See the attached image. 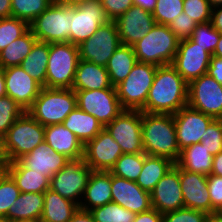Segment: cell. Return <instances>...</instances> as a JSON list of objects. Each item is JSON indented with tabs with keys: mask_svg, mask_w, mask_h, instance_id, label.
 Returning <instances> with one entry per match:
<instances>
[{
	"mask_svg": "<svg viewBox=\"0 0 222 222\" xmlns=\"http://www.w3.org/2000/svg\"><path fill=\"white\" fill-rule=\"evenodd\" d=\"M188 104V83L172 65L157 67L142 112L175 114Z\"/></svg>",
	"mask_w": 222,
	"mask_h": 222,
	"instance_id": "cell-1",
	"label": "cell"
},
{
	"mask_svg": "<svg viewBox=\"0 0 222 222\" xmlns=\"http://www.w3.org/2000/svg\"><path fill=\"white\" fill-rule=\"evenodd\" d=\"M142 139L147 155L166 157L175 163L178 161L181 151L172 114L142 112Z\"/></svg>",
	"mask_w": 222,
	"mask_h": 222,
	"instance_id": "cell-2",
	"label": "cell"
},
{
	"mask_svg": "<svg viewBox=\"0 0 222 222\" xmlns=\"http://www.w3.org/2000/svg\"><path fill=\"white\" fill-rule=\"evenodd\" d=\"M76 107V93L72 88L42 87L27 112L45 127L63 123Z\"/></svg>",
	"mask_w": 222,
	"mask_h": 222,
	"instance_id": "cell-3",
	"label": "cell"
},
{
	"mask_svg": "<svg viewBox=\"0 0 222 222\" xmlns=\"http://www.w3.org/2000/svg\"><path fill=\"white\" fill-rule=\"evenodd\" d=\"M179 42L168 25L155 24L144 38L133 45V49L138 62L159 67L173 63Z\"/></svg>",
	"mask_w": 222,
	"mask_h": 222,
	"instance_id": "cell-4",
	"label": "cell"
},
{
	"mask_svg": "<svg viewBox=\"0 0 222 222\" xmlns=\"http://www.w3.org/2000/svg\"><path fill=\"white\" fill-rule=\"evenodd\" d=\"M45 127L25 111L4 135L9 162L19 160L44 141Z\"/></svg>",
	"mask_w": 222,
	"mask_h": 222,
	"instance_id": "cell-5",
	"label": "cell"
},
{
	"mask_svg": "<svg viewBox=\"0 0 222 222\" xmlns=\"http://www.w3.org/2000/svg\"><path fill=\"white\" fill-rule=\"evenodd\" d=\"M79 61L77 45L70 42L50 43L45 87L72 88Z\"/></svg>",
	"mask_w": 222,
	"mask_h": 222,
	"instance_id": "cell-6",
	"label": "cell"
},
{
	"mask_svg": "<svg viewBox=\"0 0 222 222\" xmlns=\"http://www.w3.org/2000/svg\"><path fill=\"white\" fill-rule=\"evenodd\" d=\"M157 67L137 62L129 75L115 87L123 109L141 110L145 106Z\"/></svg>",
	"mask_w": 222,
	"mask_h": 222,
	"instance_id": "cell-7",
	"label": "cell"
},
{
	"mask_svg": "<svg viewBox=\"0 0 222 222\" xmlns=\"http://www.w3.org/2000/svg\"><path fill=\"white\" fill-rule=\"evenodd\" d=\"M72 8L56 0L29 25L37 41L46 43L69 42Z\"/></svg>",
	"mask_w": 222,
	"mask_h": 222,
	"instance_id": "cell-8",
	"label": "cell"
},
{
	"mask_svg": "<svg viewBox=\"0 0 222 222\" xmlns=\"http://www.w3.org/2000/svg\"><path fill=\"white\" fill-rule=\"evenodd\" d=\"M92 171L84 157L69 159L66 165L51 177L49 189L79 206Z\"/></svg>",
	"mask_w": 222,
	"mask_h": 222,
	"instance_id": "cell-9",
	"label": "cell"
},
{
	"mask_svg": "<svg viewBox=\"0 0 222 222\" xmlns=\"http://www.w3.org/2000/svg\"><path fill=\"white\" fill-rule=\"evenodd\" d=\"M104 128L119 144L123 153H144L141 110L124 109Z\"/></svg>",
	"mask_w": 222,
	"mask_h": 222,
	"instance_id": "cell-10",
	"label": "cell"
},
{
	"mask_svg": "<svg viewBox=\"0 0 222 222\" xmlns=\"http://www.w3.org/2000/svg\"><path fill=\"white\" fill-rule=\"evenodd\" d=\"M74 91L77 107L96 117L104 127L124 110L120 105L116 88Z\"/></svg>",
	"mask_w": 222,
	"mask_h": 222,
	"instance_id": "cell-11",
	"label": "cell"
},
{
	"mask_svg": "<svg viewBox=\"0 0 222 222\" xmlns=\"http://www.w3.org/2000/svg\"><path fill=\"white\" fill-rule=\"evenodd\" d=\"M121 45L115 21H108L89 39L78 45L80 60L106 66L108 60Z\"/></svg>",
	"mask_w": 222,
	"mask_h": 222,
	"instance_id": "cell-12",
	"label": "cell"
},
{
	"mask_svg": "<svg viewBox=\"0 0 222 222\" xmlns=\"http://www.w3.org/2000/svg\"><path fill=\"white\" fill-rule=\"evenodd\" d=\"M189 107L215 119H222V85L208 73L188 84Z\"/></svg>",
	"mask_w": 222,
	"mask_h": 222,
	"instance_id": "cell-13",
	"label": "cell"
},
{
	"mask_svg": "<svg viewBox=\"0 0 222 222\" xmlns=\"http://www.w3.org/2000/svg\"><path fill=\"white\" fill-rule=\"evenodd\" d=\"M108 21L100 0H88L78 7H73L69 42L78 46Z\"/></svg>",
	"mask_w": 222,
	"mask_h": 222,
	"instance_id": "cell-14",
	"label": "cell"
},
{
	"mask_svg": "<svg viewBox=\"0 0 222 222\" xmlns=\"http://www.w3.org/2000/svg\"><path fill=\"white\" fill-rule=\"evenodd\" d=\"M212 54L195 44L191 39L181 40L171 64L189 84L207 74Z\"/></svg>",
	"mask_w": 222,
	"mask_h": 222,
	"instance_id": "cell-15",
	"label": "cell"
},
{
	"mask_svg": "<svg viewBox=\"0 0 222 222\" xmlns=\"http://www.w3.org/2000/svg\"><path fill=\"white\" fill-rule=\"evenodd\" d=\"M123 154L119 144L109 131L103 128L84 145V161L93 171L110 172L117 159Z\"/></svg>",
	"mask_w": 222,
	"mask_h": 222,
	"instance_id": "cell-16",
	"label": "cell"
},
{
	"mask_svg": "<svg viewBox=\"0 0 222 222\" xmlns=\"http://www.w3.org/2000/svg\"><path fill=\"white\" fill-rule=\"evenodd\" d=\"M173 117L180 151L193 144L201 143V136H204L205 130L215 119L188 105L173 114Z\"/></svg>",
	"mask_w": 222,
	"mask_h": 222,
	"instance_id": "cell-17",
	"label": "cell"
},
{
	"mask_svg": "<svg viewBox=\"0 0 222 222\" xmlns=\"http://www.w3.org/2000/svg\"><path fill=\"white\" fill-rule=\"evenodd\" d=\"M150 197L152 208L162 214L185 207L180 185V167L176 163L158 181Z\"/></svg>",
	"mask_w": 222,
	"mask_h": 222,
	"instance_id": "cell-18",
	"label": "cell"
},
{
	"mask_svg": "<svg viewBox=\"0 0 222 222\" xmlns=\"http://www.w3.org/2000/svg\"><path fill=\"white\" fill-rule=\"evenodd\" d=\"M120 43L133 46L154 27L156 21L152 13L139 6H132L115 20Z\"/></svg>",
	"mask_w": 222,
	"mask_h": 222,
	"instance_id": "cell-19",
	"label": "cell"
},
{
	"mask_svg": "<svg viewBox=\"0 0 222 222\" xmlns=\"http://www.w3.org/2000/svg\"><path fill=\"white\" fill-rule=\"evenodd\" d=\"M7 96L27 111L38 97L42 86L20 66L4 69Z\"/></svg>",
	"mask_w": 222,
	"mask_h": 222,
	"instance_id": "cell-20",
	"label": "cell"
},
{
	"mask_svg": "<svg viewBox=\"0 0 222 222\" xmlns=\"http://www.w3.org/2000/svg\"><path fill=\"white\" fill-rule=\"evenodd\" d=\"M112 202L119 204L135 214L149 211L150 193L144 191L135 181H130L111 174Z\"/></svg>",
	"mask_w": 222,
	"mask_h": 222,
	"instance_id": "cell-21",
	"label": "cell"
},
{
	"mask_svg": "<svg viewBox=\"0 0 222 222\" xmlns=\"http://www.w3.org/2000/svg\"><path fill=\"white\" fill-rule=\"evenodd\" d=\"M180 185L184 206L207 214L217 213L211 205L207 176L180 167Z\"/></svg>",
	"mask_w": 222,
	"mask_h": 222,
	"instance_id": "cell-22",
	"label": "cell"
},
{
	"mask_svg": "<svg viewBox=\"0 0 222 222\" xmlns=\"http://www.w3.org/2000/svg\"><path fill=\"white\" fill-rule=\"evenodd\" d=\"M68 160L69 158L57 153L45 141L19 159L26 168L41 172L50 179L66 165Z\"/></svg>",
	"mask_w": 222,
	"mask_h": 222,
	"instance_id": "cell-23",
	"label": "cell"
},
{
	"mask_svg": "<svg viewBox=\"0 0 222 222\" xmlns=\"http://www.w3.org/2000/svg\"><path fill=\"white\" fill-rule=\"evenodd\" d=\"M44 141L69 159L83 157L84 145L63 123L45 126Z\"/></svg>",
	"mask_w": 222,
	"mask_h": 222,
	"instance_id": "cell-24",
	"label": "cell"
},
{
	"mask_svg": "<svg viewBox=\"0 0 222 222\" xmlns=\"http://www.w3.org/2000/svg\"><path fill=\"white\" fill-rule=\"evenodd\" d=\"M111 202V173L105 171H92L79 208L90 211L95 207Z\"/></svg>",
	"mask_w": 222,
	"mask_h": 222,
	"instance_id": "cell-25",
	"label": "cell"
},
{
	"mask_svg": "<svg viewBox=\"0 0 222 222\" xmlns=\"http://www.w3.org/2000/svg\"><path fill=\"white\" fill-rule=\"evenodd\" d=\"M115 88L112 86L105 66L80 60L76 68L73 90H100Z\"/></svg>",
	"mask_w": 222,
	"mask_h": 222,
	"instance_id": "cell-26",
	"label": "cell"
},
{
	"mask_svg": "<svg viewBox=\"0 0 222 222\" xmlns=\"http://www.w3.org/2000/svg\"><path fill=\"white\" fill-rule=\"evenodd\" d=\"M6 170L20 192L44 193L50 188V178L41 172L26 168L19 160L10 162Z\"/></svg>",
	"mask_w": 222,
	"mask_h": 222,
	"instance_id": "cell-27",
	"label": "cell"
},
{
	"mask_svg": "<svg viewBox=\"0 0 222 222\" xmlns=\"http://www.w3.org/2000/svg\"><path fill=\"white\" fill-rule=\"evenodd\" d=\"M65 128L73 132L85 145L93 139L104 126L91 114L76 107L63 121Z\"/></svg>",
	"mask_w": 222,
	"mask_h": 222,
	"instance_id": "cell-28",
	"label": "cell"
},
{
	"mask_svg": "<svg viewBox=\"0 0 222 222\" xmlns=\"http://www.w3.org/2000/svg\"><path fill=\"white\" fill-rule=\"evenodd\" d=\"M79 206L49 190L44 192V209L41 222H69Z\"/></svg>",
	"mask_w": 222,
	"mask_h": 222,
	"instance_id": "cell-29",
	"label": "cell"
},
{
	"mask_svg": "<svg viewBox=\"0 0 222 222\" xmlns=\"http://www.w3.org/2000/svg\"><path fill=\"white\" fill-rule=\"evenodd\" d=\"M44 209V193H23L10 206L7 213V220L19 219L40 220Z\"/></svg>",
	"mask_w": 222,
	"mask_h": 222,
	"instance_id": "cell-30",
	"label": "cell"
},
{
	"mask_svg": "<svg viewBox=\"0 0 222 222\" xmlns=\"http://www.w3.org/2000/svg\"><path fill=\"white\" fill-rule=\"evenodd\" d=\"M212 162L213 155L202 143H196L181 150L176 164L184 170L208 176L211 174Z\"/></svg>",
	"mask_w": 222,
	"mask_h": 222,
	"instance_id": "cell-31",
	"label": "cell"
},
{
	"mask_svg": "<svg viewBox=\"0 0 222 222\" xmlns=\"http://www.w3.org/2000/svg\"><path fill=\"white\" fill-rule=\"evenodd\" d=\"M133 46L121 44L105 66L113 87L120 84L137 63Z\"/></svg>",
	"mask_w": 222,
	"mask_h": 222,
	"instance_id": "cell-32",
	"label": "cell"
},
{
	"mask_svg": "<svg viewBox=\"0 0 222 222\" xmlns=\"http://www.w3.org/2000/svg\"><path fill=\"white\" fill-rule=\"evenodd\" d=\"M175 165L172 160L147 155L144 158L143 168L136 183L146 192L151 193L158 181Z\"/></svg>",
	"mask_w": 222,
	"mask_h": 222,
	"instance_id": "cell-33",
	"label": "cell"
},
{
	"mask_svg": "<svg viewBox=\"0 0 222 222\" xmlns=\"http://www.w3.org/2000/svg\"><path fill=\"white\" fill-rule=\"evenodd\" d=\"M50 43L36 41L29 55L21 62L20 67L45 87Z\"/></svg>",
	"mask_w": 222,
	"mask_h": 222,
	"instance_id": "cell-34",
	"label": "cell"
},
{
	"mask_svg": "<svg viewBox=\"0 0 222 222\" xmlns=\"http://www.w3.org/2000/svg\"><path fill=\"white\" fill-rule=\"evenodd\" d=\"M36 41L37 38L29 28L22 36L0 52V66L3 69L11 66H20L21 62L29 55Z\"/></svg>",
	"mask_w": 222,
	"mask_h": 222,
	"instance_id": "cell-35",
	"label": "cell"
},
{
	"mask_svg": "<svg viewBox=\"0 0 222 222\" xmlns=\"http://www.w3.org/2000/svg\"><path fill=\"white\" fill-rule=\"evenodd\" d=\"M146 153H123L116 161L110 173L114 176L135 181L140 175Z\"/></svg>",
	"mask_w": 222,
	"mask_h": 222,
	"instance_id": "cell-36",
	"label": "cell"
},
{
	"mask_svg": "<svg viewBox=\"0 0 222 222\" xmlns=\"http://www.w3.org/2000/svg\"><path fill=\"white\" fill-rule=\"evenodd\" d=\"M55 0H11V16L26 21L29 25Z\"/></svg>",
	"mask_w": 222,
	"mask_h": 222,
	"instance_id": "cell-37",
	"label": "cell"
},
{
	"mask_svg": "<svg viewBox=\"0 0 222 222\" xmlns=\"http://www.w3.org/2000/svg\"><path fill=\"white\" fill-rule=\"evenodd\" d=\"M95 222H133L135 213L116 203H107L90 210Z\"/></svg>",
	"mask_w": 222,
	"mask_h": 222,
	"instance_id": "cell-38",
	"label": "cell"
},
{
	"mask_svg": "<svg viewBox=\"0 0 222 222\" xmlns=\"http://www.w3.org/2000/svg\"><path fill=\"white\" fill-rule=\"evenodd\" d=\"M29 29V24L16 17L0 19V52Z\"/></svg>",
	"mask_w": 222,
	"mask_h": 222,
	"instance_id": "cell-39",
	"label": "cell"
},
{
	"mask_svg": "<svg viewBox=\"0 0 222 222\" xmlns=\"http://www.w3.org/2000/svg\"><path fill=\"white\" fill-rule=\"evenodd\" d=\"M219 38L220 33L213 27L211 21H209L197 24L190 39L213 55Z\"/></svg>",
	"mask_w": 222,
	"mask_h": 222,
	"instance_id": "cell-40",
	"label": "cell"
},
{
	"mask_svg": "<svg viewBox=\"0 0 222 222\" xmlns=\"http://www.w3.org/2000/svg\"><path fill=\"white\" fill-rule=\"evenodd\" d=\"M184 0H157L152 15L156 24L169 25L183 12Z\"/></svg>",
	"mask_w": 222,
	"mask_h": 222,
	"instance_id": "cell-41",
	"label": "cell"
},
{
	"mask_svg": "<svg viewBox=\"0 0 222 222\" xmlns=\"http://www.w3.org/2000/svg\"><path fill=\"white\" fill-rule=\"evenodd\" d=\"M25 110L9 96L0 98V134L5 135Z\"/></svg>",
	"mask_w": 222,
	"mask_h": 222,
	"instance_id": "cell-42",
	"label": "cell"
},
{
	"mask_svg": "<svg viewBox=\"0 0 222 222\" xmlns=\"http://www.w3.org/2000/svg\"><path fill=\"white\" fill-rule=\"evenodd\" d=\"M20 193L16 183L7 173L0 181V217L7 219L8 210Z\"/></svg>",
	"mask_w": 222,
	"mask_h": 222,
	"instance_id": "cell-43",
	"label": "cell"
},
{
	"mask_svg": "<svg viewBox=\"0 0 222 222\" xmlns=\"http://www.w3.org/2000/svg\"><path fill=\"white\" fill-rule=\"evenodd\" d=\"M201 143L213 156L222 151V119H214L204 136H201Z\"/></svg>",
	"mask_w": 222,
	"mask_h": 222,
	"instance_id": "cell-44",
	"label": "cell"
},
{
	"mask_svg": "<svg viewBox=\"0 0 222 222\" xmlns=\"http://www.w3.org/2000/svg\"><path fill=\"white\" fill-rule=\"evenodd\" d=\"M183 12L197 24L211 21L212 7L208 0H184Z\"/></svg>",
	"mask_w": 222,
	"mask_h": 222,
	"instance_id": "cell-45",
	"label": "cell"
},
{
	"mask_svg": "<svg viewBox=\"0 0 222 222\" xmlns=\"http://www.w3.org/2000/svg\"><path fill=\"white\" fill-rule=\"evenodd\" d=\"M208 214L191 208H180L163 214V222H206Z\"/></svg>",
	"mask_w": 222,
	"mask_h": 222,
	"instance_id": "cell-46",
	"label": "cell"
},
{
	"mask_svg": "<svg viewBox=\"0 0 222 222\" xmlns=\"http://www.w3.org/2000/svg\"><path fill=\"white\" fill-rule=\"evenodd\" d=\"M197 23L182 12L169 25L170 30L181 40L190 39Z\"/></svg>",
	"mask_w": 222,
	"mask_h": 222,
	"instance_id": "cell-47",
	"label": "cell"
},
{
	"mask_svg": "<svg viewBox=\"0 0 222 222\" xmlns=\"http://www.w3.org/2000/svg\"><path fill=\"white\" fill-rule=\"evenodd\" d=\"M100 2L110 21H115L134 5L133 0H100Z\"/></svg>",
	"mask_w": 222,
	"mask_h": 222,
	"instance_id": "cell-48",
	"label": "cell"
},
{
	"mask_svg": "<svg viewBox=\"0 0 222 222\" xmlns=\"http://www.w3.org/2000/svg\"><path fill=\"white\" fill-rule=\"evenodd\" d=\"M207 185L212 208L217 213L222 212V177L212 174L208 175Z\"/></svg>",
	"mask_w": 222,
	"mask_h": 222,
	"instance_id": "cell-49",
	"label": "cell"
},
{
	"mask_svg": "<svg viewBox=\"0 0 222 222\" xmlns=\"http://www.w3.org/2000/svg\"><path fill=\"white\" fill-rule=\"evenodd\" d=\"M133 222H163V214L151 208L149 211L136 214Z\"/></svg>",
	"mask_w": 222,
	"mask_h": 222,
	"instance_id": "cell-50",
	"label": "cell"
},
{
	"mask_svg": "<svg viewBox=\"0 0 222 222\" xmlns=\"http://www.w3.org/2000/svg\"><path fill=\"white\" fill-rule=\"evenodd\" d=\"M207 73L222 85V58L212 56Z\"/></svg>",
	"mask_w": 222,
	"mask_h": 222,
	"instance_id": "cell-51",
	"label": "cell"
},
{
	"mask_svg": "<svg viewBox=\"0 0 222 222\" xmlns=\"http://www.w3.org/2000/svg\"><path fill=\"white\" fill-rule=\"evenodd\" d=\"M69 222H95V221L90 211L78 208L72 215Z\"/></svg>",
	"mask_w": 222,
	"mask_h": 222,
	"instance_id": "cell-52",
	"label": "cell"
},
{
	"mask_svg": "<svg viewBox=\"0 0 222 222\" xmlns=\"http://www.w3.org/2000/svg\"><path fill=\"white\" fill-rule=\"evenodd\" d=\"M211 23L219 33H222V5L212 8Z\"/></svg>",
	"mask_w": 222,
	"mask_h": 222,
	"instance_id": "cell-53",
	"label": "cell"
},
{
	"mask_svg": "<svg viewBox=\"0 0 222 222\" xmlns=\"http://www.w3.org/2000/svg\"><path fill=\"white\" fill-rule=\"evenodd\" d=\"M211 174L222 177V151L213 156Z\"/></svg>",
	"mask_w": 222,
	"mask_h": 222,
	"instance_id": "cell-54",
	"label": "cell"
},
{
	"mask_svg": "<svg viewBox=\"0 0 222 222\" xmlns=\"http://www.w3.org/2000/svg\"><path fill=\"white\" fill-rule=\"evenodd\" d=\"M156 3L157 0H133L134 6H139L150 13L154 11Z\"/></svg>",
	"mask_w": 222,
	"mask_h": 222,
	"instance_id": "cell-55",
	"label": "cell"
},
{
	"mask_svg": "<svg viewBox=\"0 0 222 222\" xmlns=\"http://www.w3.org/2000/svg\"><path fill=\"white\" fill-rule=\"evenodd\" d=\"M9 159L5 150L4 135L0 134V168L7 167Z\"/></svg>",
	"mask_w": 222,
	"mask_h": 222,
	"instance_id": "cell-56",
	"label": "cell"
},
{
	"mask_svg": "<svg viewBox=\"0 0 222 222\" xmlns=\"http://www.w3.org/2000/svg\"><path fill=\"white\" fill-rule=\"evenodd\" d=\"M11 17V0H0V19Z\"/></svg>",
	"mask_w": 222,
	"mask_h": 222,
	"instance_id": "cell-57",
	"label": "cell"
},
{
	"mask_svg": "<svg viewBox=\"0 0 222 222\" xmlns=\"http://www.w3.org/2000/svg\"><path fill=\"white\" fill-rule=\"evenodd\" d=\"M60 5L67 7H78L88 0H56Z\"/></svg>",
	"mask_w": 222,
	"mask_h": 222,
	"instance_id": "cell-58",
	"label": "cell"
},
{
	"mask_svg": "<svg viewBox=\"0 0 222 222\" xmlns=\"http://www.w3.org/2000/svg\"><path fill=\"white\" fill-rule=\"evenodd\" d=\"M7 96L4 69L0 66V98Z\"/></svg>",
	"mask_w": 222,
	"mask_h": 222,
	"instance_id": "cell-59",
	"label": "cell"
},
{
	"mask_svg": "<svg viewBox=\"0 0 222 222\" xmlns=\"http://www.w3.org/2000/svg\"><path fill=\"white\" fill-rule=\"evenodd\" d=\"M206 222H222V212L208 214Z\"/></svg>",
	"mask_w": 222,
	"mask_h": 222,
	"instance_id": "cell-60",
	"label": "cell"
},
{
	"mask_svg": "<svg viewBox=\"0 0 222 222\" xmlns=\"http://www.w3.org/2000/svg\"><path fill=\"white\" fill-rule=\"evenodd\" d=\"M212 56L222 58V33H220L218 44Z\"/></svg>",
	"mask_w": 222,
	"mask_h": 222,
	"instance_id": "cell-61",
	"label": "cell"
},
{
	"mask_svg": "<svg viewBox=\"0 0 222 222\" xmlns=\"http://www.w3.org/2000/svg\"><path fill=\"white\" fill-rule=\"evenodd\" d=\"M208 2L212 8L222 5V0H208Z\"/></svg>",
	"mask_w": 222,
	"mask_h": 222,
	"instance_id": "cell-62",
	"label": "cell"
},
{
	"mask_svg": "<svg viewBox=\"0 0 222 222\" xmlns=\"http://www.w3.org/2000/svg\"><path fill=\"white\" fill-rule=\"evenodd\" d=\"M10 222H41V221L37 219H19V220L10 221Z\"/></svg>",
	"mask_w": 222,
	"mask_h": 222,
	"instance_id": "cell-63",
	"label": "cell"
},
{
	"mask_svg": "<svg viewBox=\"0 0 222 222\" xmlns=\"http://www.w3.org/2000/svg\"><path fill=\"white\" fill-rule=\"evenodd\" d=\"M7 174L6 167L0 168V181Z\"/></svg>",
	"mask_w": 222,
	"mask_h": 222,
	"instance_id": "cell-64",
	"label": "cell"
},
{
	"mask_svg": "<svg viewBox=\"0 0 222 222\" xmlns=\"http://www.w3.org/2000/svg\"><path fill=\"white\" fill-rule=\"evenodd\" d=\"M0 222H9V221L4 217H0Z\"/></svg>",
	"mask_w": 222,
	"mask_h": 222,
	"instance_id": "cell-65",
	"label": "cell"
}]
</instances>
